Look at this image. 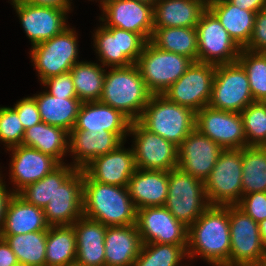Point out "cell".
<instances>
[{
	"instance_id": "6da1fadb",
	"label": "cell",
	"mask_w": 266,
	"mask_h": 266,
	"mask_svg": "<svg viewBox=\"0 0 266 266\" xmlns=\"http://www.w3.org/2000/svg\"><path fill=\"white\" fill-rule=\"evenodd\" d=\"M230 248L229 206L210 205L188 228L187 258L198 255L212 266H225Z\"/></svg>"
},
{
	"instance_id": "7a4b0ae2",
	"label": "cell",
	"mask_w": 266,
	"mask_h": 266,
	"mask_svg": "<svg viewBox=\"0 0 266 266\" xmlns=\"http://www.w3.org/2000/svg\"><path fill=\"white\" fill-rule=\"evenodd\" d=\"M83 216L107 227L136 224V208L127 186L93 181L83 171Z\"/></svg>"
},
{
	"instance_id": "3957f363",
	"label": "cell",
	"mask_w": 266,
	"mask_h": 266,
	"mask_svg": "<svg viewBox=\"0 0 266 266\" xmlns=\"http://www.w3.org/2000/svg\"><path fill=\"white\" fill-rule=\"evenodd\" d=\"M152 93L148 90L135 64L112 67L105 72L100 102L120 110L131 121H137Z\"/></svg>"
},
{
	"instance_id": "277c9868",
	"label": "cell",
	"mask_w": 266,
	"mask_h": 266,
	"mask_svg": "<svg viewBox=\"0 0 266 266\" xmlns=\"http://www.w3.org/2000/svg\"><path fill=\"white\" fill-rule=\"evenodd\" d=\"M137 121L150 132L179 146L195 129L196 113L162 94H152Z\"/></svg>"
},
{
	"instance_id": "5b68a950",
	"label": "cell",
	"mask_w": 266,
	"mask_h": 266,
	"mask_svg": "<svg viewBox=\"0 0 266 266\" xmlns=\"http://www.w3.org/2000/svg\"><path fill=\"white\" fill-rule=\"evenodd\" d=\"M164 206L189 228L210 206L204 181L178 167L168 171V195Z\"/></svg>"
},
{
	"instance_id": "8992f818",
	"label": "cell",
	"mask_w": 266,
	"mask_h": 266,
	"mask_svg": "<svg viewBox=\"0 0 266 266\" xmlns=\"http://www.w3.org/2000/svg\"><path fill=\"white\" fill-rule=\"evenodd\" d=\"M188 57L163 51L147 41L135 65L152 94L164 93L190 67Z\"/></svg>"
},
{
	"instance_id": "52a82bcc",
	"label": "cell",
	"mask_w": 266,
	"mask_h": 266,
	"mask_svg": "<svg viewBox=\"0 0 266 266\" xmlns=\"http://www.w3.org/2000/svg\"><path fill=\"white\" fill-rule=\"evenodd\" d=\"M204 185L210 205H237L242 198V148L223 149Z\"/></svg>"
},
{
	"instance_id": "ba28073f",
	"label": "cell",
	"mask_w": 266,
	"mask_h": 266,
	"mask_svg": "<svg viewBox=\"0 0 266 266\" xmlns=\"http://www.w3.org/2000/svg\"><path fill=\"white\" fill-rule=\"evenodd\" d=\"M75 31L68 26L53 38L32 46L31 61L41 82L49 77L69 72L79 62L78 36Z\"/></svg>"
},
{
	"instance_id": "9c48e42d",
	"label": "cell",
	"mask_w": 266,
	"mask_h": 266,
	"mask_svg": "<svg viewBox=\"0 0 266 266\" xmlns=\"http://www.w3.org/2000/svg\"><path fill=\"white\" fill-rule=\"evenodd\" d=\"M253 102L249 80L242 65L238 61L216 65L208 106L216 110L241 113Z\"/></svg>"
},
{
	"instance_id": "30bf717a",
	"label": "cell",
	"mask_w": 266,
	"mask_h": 266,
	"mask_svg": "<svg viewBox=\"0 0 266 266\" xmlns=\"http://www.w3.org/2000/svg\"><path fill=\"white\" fill-rule=\"evenodd\" d=\"M230 258L225 266H260L266 250L260 237L258 223L237 205H229Z\"/></svg>"
},
{
	"instance_id": "8fae6325",
	"label": "cell",
	"mask_w": 266,
	"mask_h": 266,
	"mask_svg": "<svg viewBox=\"0 0 266 266\" xmlns=\"http://www.w3.org/2000/svg\"><path fill=\"white\" fill-rule=\"evenodd\" d=\"M93 36L94 48L103 67L135 64L147 42L138 33L104 25L98 27Z\"/></svg>"
},
{
	"instance_id": "7c38bea8",
	"label": "cell",
	"mask_w": 266,
	"mask_h": 266,
	"mask_svg": "<svg viewBox=\"0 0 266 266\" xmlns=\"http://www.w3.org/2000/svg\"><path fill=\"white\" fill-rule=\"evenodd\" d=\"M196 30L197 62L220 65L237 61L241 48L209 9L202 14Z\"/></svg>"
},
{
	"instance_id": "4fadbf2b",
	"label": "cell",
	"mask_w": 266,
	"mask_h": 266,
	"mask_svg": "<svg viewBox=\"0 0 266 266\" xmlns=\"http://www.w3.org/2000/svg\"><path fill=\"white\" fill-rule=\"evenodd\" d=\"M216 65L193 62L187 71L162 95L195 113L209 105Z\"/></svg>"
},
{
	"instance_id": "5bb4252c",
	"label": "cell",
	"mask_w": 266,
	"mask_h": 266,
	"mask_svg": "<svg viewBox=\"0 0 266 266\" xmlns=\"http://www.w3.org/2000/svg\"><path fill=\"white\" fill-rule=\"evenodd\" d=\"M137 169L170 171L178 166V146L131 121L129 133Z\"/></svg>"
},
{
	"instance_id": "9a60e30c",
	"label": "cell",
	"mask_w": 266,
	"mask_h": 266,
	"mask_svg": "<svg viewBox=\"0 0 266 266\" xmlns=\"http://www.w3.org/2000/svg\"><path fill=\"white\" fill-rule=\"evenodd\" d=\"M136 227L142 243L187 245L188 228L165 206L136 210Z\"/></svg>"
},
{
	"instance_id": "2e32d148",
	"label": "cell",
	"mask_w": 266,
	"mask_h": 266,
	"mask_svg": "<svg viewBox=\"0 0 266 266\" xmlns=\"http://www.w3.org/2000/svg\"><path fill=\"white\" fill-rule=\"evenodd\" d=\"M195 128L223 149L247 146L240 113L216 110L206 106L196 112Z\"/></svg>"
},
{
	"instance_id": "e0dca14e",
	"label": "cell",
	"mask_w": 266,
	"mask_h": 266,
	"mask_svg": "<svg viewBox=\"0 0 266 266\" xmlns=\"http://www.w3.org/2000/svg\"><path fill=\"white\" fill-rule=\"evenodd\" d=\"M32 46L53 38L65 30L70 9L36 6L19 0H10Z\"/></svg>"
},
{
	"instance_id": "ac0fdd59",
	"label": "cell",
	"mask_w": 266,
	"mask_h": 266,
	"mask_svg": "<svg viewBox=\"0 0 266 266\" xmlns=\"http://www.w3.org/2000/svg\"><path fill=\"white\" fill-rule=\"evenodd\" d=\"M105 27L120 29L140 34L150 41L153 33V6L137 0H109L101 6Z\"/></svg>"
},
{
	"instance_id": "d6986e66",
	"label": "cell",
	"mask_w": 266,
	"mask_h": 266,
	"mask_svg": "<svg viewBox=\"0 0 266 266\" xmlns=\"http://www.w3.org/2000/svg\"><path fill=\"white\" fill-rule=\"evenodd\" d=\"M83 169H76L57 187L43 208L49 226L72 225L83 216Z\"/></svg>"
},
{
	"instance_id": "ffe728a7",
	"label": "cell",
	"mask_w": 266,
	"mask_h": 266,
	"mask_svg": "<svg viewBox=\"0 0 266 266\" xmlns=\"http://www.w3.org/2000/svg\"><path fill=\"white\" fill-rule=\"evenodd\" d=\"M221 148L196 128L178 146V168L205 181L213 170Z\"/></svg>"
},
{
	"instance_id": "44dd1931",
	"label": "cell",
	"mask_w": 266,
	"mask_h": 266,
	"mask_svg": "<svg viewBox=\"0 0 266 266\" xmlns=\"http://www.w3.org/2000/svg\"><path fill=\"white\" fill-rule=\"evenodd\" d=\"M8 151H12L10 178L14 182L13 194H18L27 185L39 181L51 173L60 163L52 156L42 153L37 149L17 145Z\"/></svg>"
},
{
	"instance_id": "7402d4cb",
	"label": "cell",
	"mask_w": 266,
	"mask_h": 266,
	"mask_svg": "<svg viewBox=\"0 0 266 266\" xmlns=\"http://www.w3.org/2000/svg\"><path fill=\"white\" fill-rule=\"evenodd\" d=\"M123 143L113 151L94 158L83 168V171L93 181L114 186H127L137 168L133 149H125Z\"/></svg>"
},
{
	"instance_id": "603a6c76",
	"label": "cell",
	"mask_w": 266,
	"mask_h": 266,
	"mask_svg": "<svg viewBox=\"0 0 266 266\" xmlns=\"http://www.w3.org/2000/svg\"><path fill=\"white\" fill-rule=\"evenodd\" d=\"M131 120L120 110L100 101L82 102L72 130L109 131L122 142L129 135Z\"/></svg>"
},
{
	"instance_id": "cb8c5ba5",
	"label": "cell",
	"mask_w": 266,
	"mask_h": 266,
	"mask_svg": "<svg viewBox=\"0 0 266 266\" xmlns=\"http://www.w3.org/2000/svg\"><path fill=\"white\" fill-rule=\"evenodd\" d=\"M127 190L136 210L164 206L168 195V171L136 169Z\"/></svg>"
},
{
	"instance_id": "d4e9b609",
	"label": "cell",
	"mask_w": 266,
	"mask_h": 266,
	"mask_svg": "<svg viewBox=\"0 0 266 266\" xmlns=\"http://www.w3.org/2000/svg\"><path fill=\"white\" fill-rule=\"evenodd\" d=\"M122 141L112 132L71 130L69 132L68 152L74 155L73 166L83 169L94 158L113 151Z\"/></svg>"
},
{
	"instance_id": "484cf974",
	"label": "cell",
	"mask_w": 266,
	"mask_h": 266,
	"mask_svg": "<svg viewBox=\"0 0 266 266\" xmlns=\"http://www.w3.org/2000/svg\"><path fill=\"white\" fill-rule=\"evenodd\" d=\"M76 235L77 256L75 264L105 266V234L107 226L101 222L80 217L72 224Z\"/></svg>"
},
{
	"instance_id": "4316f807",
	"label": "cell",
	"mask_w": 266,
	"mask_h": 266,
	"mask_svg": "<svg viewBox=\"0 0 266 266\" xmlns=\"http://www.w3.org/2000/svg\"><path fill=\"white\" fill-rule=\"evenodd\" d=\"M104 243L105 266H133L143 244L135 224L107 227Z\"/></svg>"
},
{
	"instance_id": "83f0119b",
	"label": "cell",
	"mask_w": 266,
	"mask_h": 266,
	"mask_svg": "<svg viewBox=\"0 0 266 266\" xmlns=\"http://www.w3.org/2000/svg\"><path fill=\"white\" fill-rule=\"evenodd\" d=\"M208 4L202 0H159L153 6L154 28L196 27Z\"/></svg>"
},
{
	"instance_id": "f1b7e54d",
	"label": "cell",
	"mask_w": 266,
	"mask_h": 266,
	"mask_svg": "<svg viewBox=\"0 0 266 266\" xmlns=\"http://www.w3.org/2000/svg\"><path fill=\"white\" fill-rule=\"evenodd\" d=\"M49 225L45 220L44 210L27 203L18 194L9 199L4 224L0 235L25 234L36 231H47Z\"/></svg>"
},
{
	"instance_id": "f546056e",
	"label": "cell",
	"mask_w": 266,
	"mask_h": 266,
	"mask_svg": "<svg viewBox=\"0 0 266 266\" xmlns=\"http://www.w3.org/2000/svg\"><path fill=\"white\" fill-rule=\"evenodd\" d=\"M208 9L218 18L236 44L244 49L253 31L256 13L240 9L228 0L211 2Z\"/></svg>"
},
{
	"instance_id": "4dcf8cb0",
	"label": "cell",
	"mask_w": 266,
	"mask_h": 266,
	"mask_svg": "<svg viewBox=\"0 0 266 266\" xmlns=\"http://www.w3.org/2000/svg\"><path fill=\"white\" fill-rule=\"evenodd\" d=\"M68 141V131L41 121L25 130L22 145L37 149L64 164L62 158L68 153Z\"/></svg>"
},
{
	"instance_id": "1f68e13d",
	"label": "cell",
	"mask_w": 266,
	"mask_h": 266,
	"mask_svg": "<svg viewBox=\"0 0 266 266\" xmlns=\"http://www.w3.org/2000/svg\"><path fill=\"white\" fill-rule=\"evenodd\" d=\"M33 97L42 122L61 127L68 132L74 128L82 104L78 98L54 97L46 91Z\"/></svg>"
},
{
	"instance_id": "d6a6232c",
	"label": "cell",
	"mask_w": 266,
	"mask_h": 266,
	"mask_svg": "<svg viewBox=\"0 0 266 266\" xmlns=\"http://www.w3.org/2000/svg\"><path fill=\"white\" fill-rule=\"evenodd\" d=\"M150 42L163 51L176 53L197 62L196 27L153 28Z\"/></svg>"
},
{
	"instance_id": "836d02e7",
	"label": "cell",
	"mask_w": 266,
	"mask_h": 266,
	"mask_svg": "<svg viewBox=\"0 0 266 266\" xmlns=\"http://www.w3.org/2000/svg\"><path fill=\"white\" fill-rule=\"evenodd\" d=\"M77 256L72 225L49 226L46 241V266H71Z\"/></svg>"
},
{
	"instance_id": "e575fe53",
	"label": "cell",
	"mask_w": 266,
	"mask_h": 266,
	"mask_svg": "<svg viewBox=\"0 0 266 266\" xmlns=\"http://www.w3.org/2000/svg\"><path fill=\"white\" fill-rule=\"evenodd\" d=\"M15 253L18 263L26 266H46L47 231L16 235H0Z\"/></svg>"
},
{
	"instance_id": "d590c367",
	"label": "cell",
	"mask_w": 266,
	"mask_h": 266,
	"mask_svg": "<svg viewBox=\"0 0 266 266\" xmlns=\"http://www.w3.org/2000/svg\"><path fill=\"white\" fill-rule=\"evenodd\" d=\"M266 192V147L242 148V196Z\"/></svg>"
},
{
	"instance_id": "8d00e7d4",
	"label": "cell",
	"mask_w": 266,
	"mask_h": 266,
	"mask_svg": "<svg viewBox=\"0 0 266 266\" xmlns=\"http://www.w3.org/2000/svg\"><path fill=\"white\" fill-rule=\"evenodd\" d=\"M105 71L102 65L86 61H80L71 68L76 95L81 102L100 100Z\"/></svg>"
},
{
	"instance_id": "74e56055",
	"label": "cell",
	"mask_w": 266,
	"mask_h": 266,
	"mask_svg": "<svg viewBox=\"0 0 266 266\" xmlns=\"http://www.w3.org/2000/svg\"><path fill=\"white\" fill-rule=\"evenodd\" d=\"M60 164L37 182L27 185L18 195L27 203L44 208L53 198L55 190L77 169L72 164Z\"/></svg>"
},
{
	"instance_id": "f35d334b",
	"label": "cell",
	"mask_w": 266,
	"mask_h": 266,
	"mask_svg": "<svg viewBox=\"0 0 266 266\" xmlns=\"http://www.w3.org/2000/svg\"><path fill=\"white\" fill-rule=\"evenodd\" d=\"M186 249L187 245L143 243L133 266H179Z\"/></svg>"
},
{
	"instance_id": "ab89813d",
	"label": "cell",
	"mask_w": 266,
	"mask_h": 266,
	"mask_svg": "<svg viewBox=\"0 0 266 266\" xmlns=\"http://www.w3.org/2000/svg\"><path fill=\"white\" fill-rule=\"evenodd\" d=\"M237 61L246 71L254 101L266 102V53L241 49Z\"/></svg>"
},
{
	"instance_id": "60d3db41",
	"label": "cell",
	"mask_w": 266,
	"mask_h": 266,
	"mask_svg": "<svg viewBox=\"0 0 266 266\" xmlns=\"http://www.w3.org/2000/svg\"><path fill=\"white\" fill-rule=\"evenodd\" d=\"M247 146L266 145V102L254 101L241 113Z\"/></svg>"
},
{
	"instance_id": "b9f144b4",
	"label": "cell",
	"mask_w": 266,
	"mask_h": 266,
	"mask_svg": "<svg viewBox=\"0 0 266 266\" xmlns=\"http://www.w3.org/2000/svg\"><path fill=\"white\" fill-rule=\"evenodd\" d=\"M24 132L18 113L11 107H0V141L7 149L22 145Z\"/></svg>"
},
{
	"instance_id": "7bdbcfd3",
	"label": "cell",
	"mask_w": 266,
	"mask_h": 266,
	"mask_svg": "<svg viewBox=\"0 0 266 266\" xmlns=\"http://www.w3.org/2000/svg\"><path fill=\"white\" fill-rule=\"evenodd\" d=\"M237 206L259 223L266 219V192L246 194L242 196Z\"/></svg>"
},
{
	"instance_id": "ee69618b",
	"label": "cell",
	"mask_w": 266,
	"mask_h": 266,
	"mask_svg": "<svg viewBox=\"0 0 266 266\" xmlns=\"http://www.w3.org/2000/svg\"><path fill=\"white\" fill-rule=\"evenodd\" d=\"M49 90L47 93L54 97L77 98L75 86L70 71L60 75L52 76L41 82Z\"/></svg>"
},
{
	"instance_id": "f6af8a7d",
	"label": "cell",
	"mask_w": 266,
	"mask_h": 266,
	"mask_svg": "<svg viewBox=\"0 0 266 266\" xmlns=\"http://www.w3.org/2000/svg\"><path fill=\"white\" fill-rule=\"evenodd\" d=\"M244 49L257 53H266V8L256 13L250 40Z\"/></svg>"
},
{
	"instance_id": "bcb514c9",
	"label": "cell",
	"mask_w": 266,
	"mask_h": 266,
	"mask_svg": "<svg viewBox=\"0 0 266 266\" xmlns=\"http://www.w3.org/2000/svg\"><path fill=\"white\" fill-rule=\"evenodd\" d=\"M13 109L18 113L25 130L41 122L39 108L33 96L16 102Z\"/></svg>"
},
{
	"instance_id": "7dc6e473",
	"label": "cell",
	"mask_w": 266,
	"mask_h": 266,
	"mask_svg": "<svg viewBox=\"0 0 266 266\" xmlns=\"http://www.w3.org/2000/svg\"><path fill=\"white\" fill-rule=\"evenodd\" d=\"M18 264L15 253L5 239L0 237V266H15Z\"/></svg>"
},
{
	"instance_id": "c3c4849f",
	"label": "cell",
	"mask_w": 266,
	"mask_h": 266,
	"mask_svg": "<svg viewBox=\"0 0 266 266\" xmlns=\"http://www.w3.org/2000/svg\"><path fill=\"white\" fill-rule=\"evenodd\" d=\"M231 4L240 9L257 13L266 8V0H228Z\"/></svg>"
},
{
	"instance_id": "681fc988",
	"label": "cell",
	"mask_w": 266,
	"mask_h": 266,
	"mask_svg": "<svg viewBox=\"0 0 266 266\" xmlns=\"http://www.w3.org/2000/svg\"><path fill=\"white\" fill-rule=\"evenodd\" d=\"M1 174H0V233L3 228L4 224V216H5V211H6V206L13 195V192L6 190V184L3 183L1 179Z\"/></svg>"
},
{
	"instance_id": "f907efd6",
	"label": "cell",
	"mask_w": 266,
	"mask_h": 266,
	"mask_svg": "<svg viewBox=\"0 0 266 266\" xmlns=\"http://www.w3.org/2000/svg\"><path fill=\"white\" fill-rule=\"evenodd\" d=\"M36 6L54 7L57 9H71L70 0H19Z\"/></svg>"
},
{
	"instance_id": "816d5d0a",
	"label": "cell",
	"mask_w": 266,
	"mask_h": 266,
	"mask_svg": "<svg viewBox=\"0 0 266 266\" xmlns=\"http://www.w3.org/2000/svg\"><path fill=\"white\" fill-rule=\"evenodd\" d=\"M261 242L263 244L264 249L266 250V219L258 223Z\"/></svg>"
},
{
	"instance_id": "f5cc1de1",
	"label": "cell",
	"mask_w": 266,
	"mask_h": 266,
	"mask_svg": "<svg viewBox=\"0 0 266 266\" xmlns=\"http://www.w3.org/2000/svg\"><path fill=\"white\" fill-rule=\"evenodd\" d=\"M137 1L144 2L154 6L157 0H137Z\"/></svg>"
},
{
	"instance_id": "db71d44e",
	"label": "cell",
	"mask_w": 266,
	"mask_h": 266,
	"mask_svg": "<svg viewBox=\"0 0 266 266\" xmlns=\"http://www.w3.org/2000/svg\"><path fill=\"white\" fill-rule=\"evenodd\" d=\"M107 1H109V0H100V6H102L103 4H105Z\"/></svg>"
},
{
	"instance_id": "11a10c76",
	"label": "cell",
	"mask_w": 266,
	"mask_h": 266,
	"mask_svg": "<svg viewBox=\"0 0 266 266\" xmlns=\"http://www.w3.org/2000/svg\"><path fill=\"white\" fill-rule=\"evenodd\" d=\"M260 266H266V259L261 263Z\"/></svg>"
},
{
	"instance_id": "9f6ffc18",
	"label": "cell",
	"mask_w": 266,
	"mask_h": 266,
	"mask_svg": "<svg viewBox=\"0 0 266 266\" xmlns=\"http://www.w3.org/2000/svg\"><path fill=\"white\" fill-rule=\"evenodd\" d=\"M15 266H26V265L18 263V264L15 265Z\"/></svg>"
},
{
	"instance_id": "6f0895ef",
	"label": "cell",
	"mask_w": 266,
	"mask_h": 266,
	"mask_svg": "<svg viewBox=\"0 0 266 266\" xmlns=\"http://www.w3.org/2000/svg\"><path fill=\"white\" fill-rule=\"evenodd\" d=\"M202 1H204V2L207 3V4H209V0H202Z\"/></svg>"
}]
</instances>
